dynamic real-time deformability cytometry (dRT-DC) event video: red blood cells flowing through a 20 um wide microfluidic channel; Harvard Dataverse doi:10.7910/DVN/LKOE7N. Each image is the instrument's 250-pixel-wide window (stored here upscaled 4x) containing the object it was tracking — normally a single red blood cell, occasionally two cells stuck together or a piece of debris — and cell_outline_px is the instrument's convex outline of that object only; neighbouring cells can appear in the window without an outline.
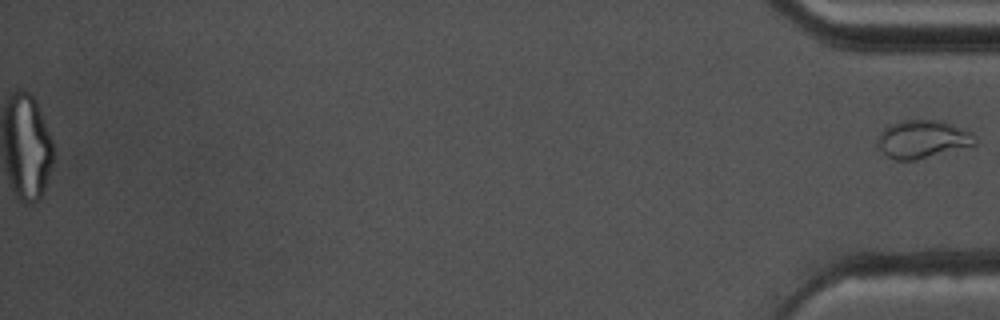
{"species": "common noctule bat (a hibernating species)", "species_latin": "Nyctalus noctula", "temperature_condition": "warm", "stored_images_in_passage": 57, "segment_of_instrument_passage": [2, 2], "camera_frame_rate_fps": 3000, "um_per_image_px": 0.085, "animal": {"sex": "male", "body_mass_g": 17.5, "forearm_length_mm": 52.3}, "frame": {"image": 1, "passage_image": 57, "time_ms": 18.667, "image_size_px": [1000, 320], "cell_outline_px": [[976, 144], [916, 160], [896, 160], [888, 156], [880, 148], [876, 136], [888, 124], [904, 120], [940, 120], [952, 124], [972, 132]], "centroid_in_image_um": [78.39, 11.81], "position_along_channel_um": 356.8, "area_um2": 21.39}}